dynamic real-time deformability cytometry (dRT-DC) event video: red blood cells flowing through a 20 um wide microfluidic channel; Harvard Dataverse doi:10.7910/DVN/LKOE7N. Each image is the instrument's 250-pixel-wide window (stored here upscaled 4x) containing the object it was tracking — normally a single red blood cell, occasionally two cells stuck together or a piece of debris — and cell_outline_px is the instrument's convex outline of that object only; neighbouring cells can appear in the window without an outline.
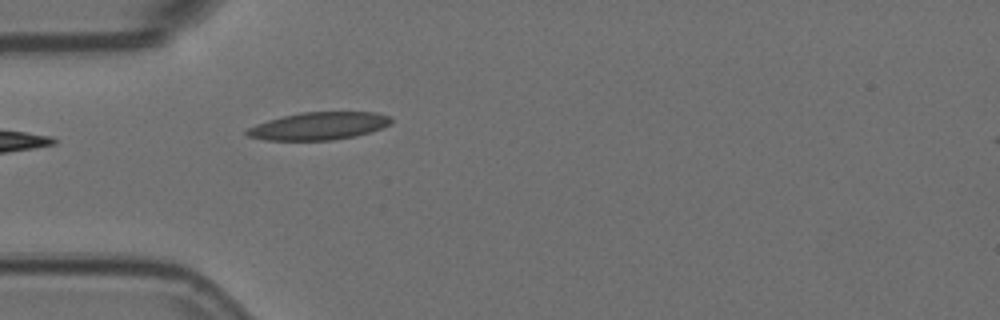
{"species": "Egyptian fruit bat (a non-hibernating species)", "species_latin": "Rousettus aegyptiacus", "temperature_condition": "room temperature", "stored_images_in_passage": 18, "camera_frame_rate_fps": 3000, "um_per_image_px": 0.085, "animal": {"sex": "female"}, "frame": {"image": 1, "passage_image": 1, "time_ms": 0.0, "image_size_px": [1000, 320], "cell_outline_px": [[392, 124], [356, 136], [332, 140], [264, 140], [248, 136], [244, 132], [248, 128], [256, 124], [268, 120], [300, 112], [376, 112], [392, 116]], "centroid_in_image_um": [27.11, 10.7], "position_along_channel_um": 57.9, "area_um2": 23.24}}
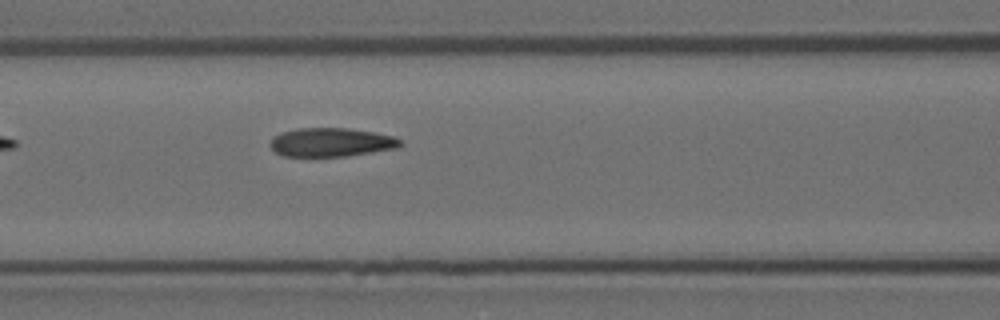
{"frame": {"image": 2, "passage_image": 8, "time_ms": 2.333, "image_size_px": [1000, 320], "cell_outline_px": [[404, 144], [396, 148], [348, 156], [284, 156], [276, 152], [268, 144], [272, 136], [280, 132], [296, 128], [348, 128], [372, 132], [392, 136], [400, 140]], "centroid_in_image_um": [28.1, 12.09], "position_along_channel_um": 138.5, "area_um2": 21.85}}